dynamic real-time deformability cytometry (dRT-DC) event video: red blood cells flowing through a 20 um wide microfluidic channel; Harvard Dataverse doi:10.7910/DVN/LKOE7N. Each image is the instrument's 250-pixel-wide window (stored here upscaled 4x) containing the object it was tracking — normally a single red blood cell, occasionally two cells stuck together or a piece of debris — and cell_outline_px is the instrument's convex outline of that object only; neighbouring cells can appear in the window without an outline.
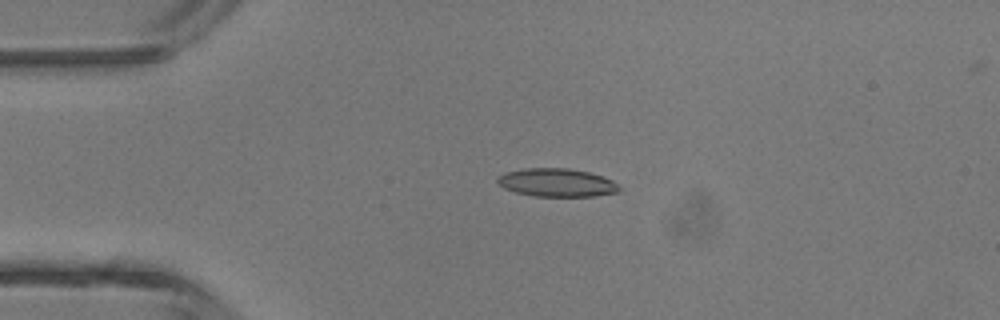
{"species": "common noctule bat (a hibernating species)", "species_latin": "Nyctalus noctula", "temperature_condition": "room temperature", "stored_images_in_passage": 2, "camera_frame_rate_fps": 3000, "um_per_image_px": 0.085, "animal": {"sex": "male", "body_mass_g": 13.3}, "frame": {"image": 1, "passage_image": 2, "time_ms": 1.0, "image_size_px": [1000, 320], "cell_outline_px": [[620, 192], [596, 196], [536, 196], [516, 192], [504, 188], [496, 180], [504, 172], [524, 168], [568, 168], [588, 172], [604, 176], [612, 180], [620, 188]], "centroid_in_image_um": [47.35, 15.52], "position_along_channel_um": 37.6, "area_um2": 20.0}}